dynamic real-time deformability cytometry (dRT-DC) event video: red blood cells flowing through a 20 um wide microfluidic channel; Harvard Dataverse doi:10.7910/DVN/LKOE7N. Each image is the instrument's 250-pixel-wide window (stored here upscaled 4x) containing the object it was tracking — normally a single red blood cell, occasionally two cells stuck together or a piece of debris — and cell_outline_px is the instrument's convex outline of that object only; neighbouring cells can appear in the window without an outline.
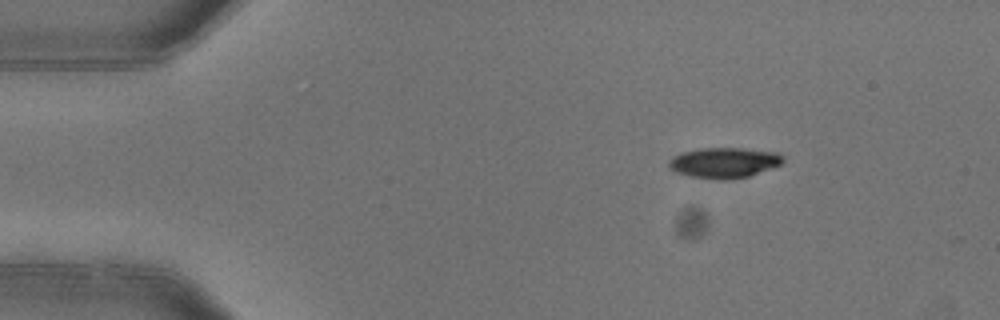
{"species": "common noctule bat (a hibernating species)", "species_latin": "Nyctalus noctula", "temperature_condition": "warm", "stored_images_in_passage": 3, "camera_frame_rate_fps": 3000, "um_per_image_px": 0.085, "animal": {"sex": "female"}, "frame": {"image": 1, "passage_image": 1, "time_ms": 0.0, "image_size_px": [1000, 320], "cell_outline_px": [[784, 160], [780, 164], [772, 168], [748, 176], [732, 180], [720, 180], [692, 176], [676, 172], [668, 168], [668, 160], [672, 156], [680, 152], [700, 148], [744, 148], [780, 152], [784, 156]], "centroid_in_image_um": [61.55, 13.82], "position_along_channel_um": 23.5, "area_um2": 20.58}}